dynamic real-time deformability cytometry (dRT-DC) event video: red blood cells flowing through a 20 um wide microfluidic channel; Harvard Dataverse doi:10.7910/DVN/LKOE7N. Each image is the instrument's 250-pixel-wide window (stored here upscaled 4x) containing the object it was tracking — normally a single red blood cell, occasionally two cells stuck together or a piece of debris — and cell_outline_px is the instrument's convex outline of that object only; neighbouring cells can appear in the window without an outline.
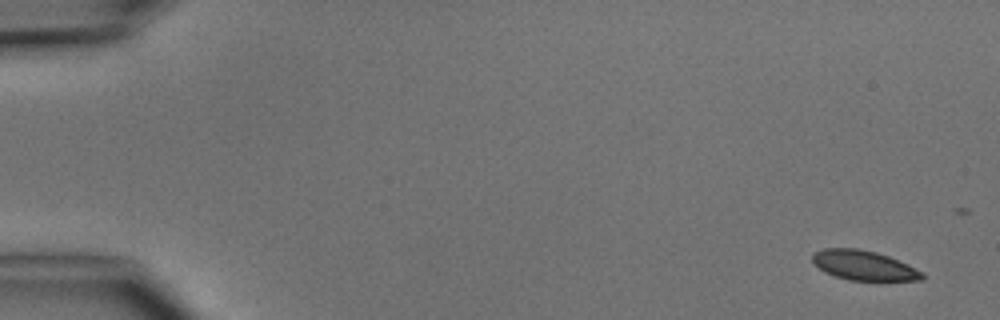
{"species": "common noctule bat (a hibernating species)", "species_latin": "Nyctalus noctula", "temperature_condition": "cold", "stored_images_in_passage": 5, "camera_frame_rate_fps": 3000, "um_per_image_px": 0.085, "animal": {"sex": "male", "body_mass_g": 15.6}, "frame": {"image": 1, "passage_image": 1, "time_ms": 0.0, "image_size_px": [1000, 320], "cell_outline_px": [[924, 280], [848, 280], [824, 272], [812, 260], [812, 256], [816, 252], [824, 248], [860, 248], [876, 252], [888, 256], [924, 272]], "centroid_in_image_um": [73.43, 22.55], "position_along_channel_um": 11.6, "area_um2": 18.79}}
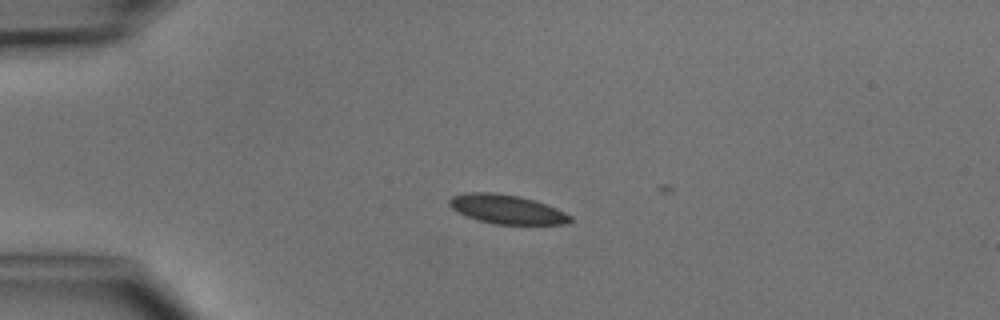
{"frame": {"image": 2, "passage_image": 4, "time_ms": 3.333, "image_size_px": [1000, 320], "cell_outline_px": [[572, 220], [568, 224], [496, 224], [480, 220], [456, 212], [448, 204], [448, 200], [452, 196], [464, 192], [492, 192], [520, 196], [556, 208], [572, 216]], "centroid_in_image_um": [43.05, 17.78], "position_along_channel_um": 41.9, "area_um2": 20.4}}